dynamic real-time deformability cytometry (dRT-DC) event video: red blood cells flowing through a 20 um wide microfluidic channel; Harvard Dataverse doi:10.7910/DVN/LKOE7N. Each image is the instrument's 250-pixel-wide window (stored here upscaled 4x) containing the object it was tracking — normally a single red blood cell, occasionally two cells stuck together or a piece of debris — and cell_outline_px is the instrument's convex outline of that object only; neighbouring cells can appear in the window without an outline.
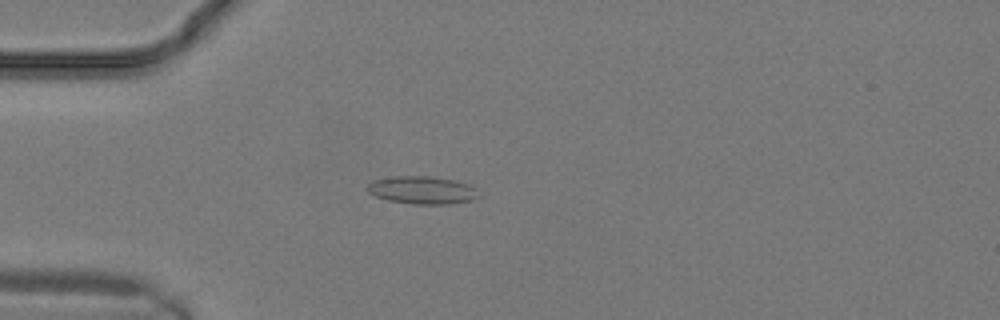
{"species": "common noctule bat (a hibernating species)", "species_latin": "Nyctalus noctula", "temperature_condition": "warm", "stored_images_in_passage": 11, "camera_frame_rate_fps": 3000, "um_per_image_px": 0.085, "animal": {"sex": "male", "body_mass_g": 19.2, "forearm_length_mm": 51.8}, "frame": {"image": 1, "passage_image": 7, "time_ms": 2.0, "image_size_px": [1000, 320], "cell_outline_px": [[480, 196], [472, 200], [448, 204], [412, 204], [388, 200], [376, 196], [368, 192], [368, 184], [376, 180], [396, 176], [432, 176], [456, 180], [468, 184], [476, 188]], "centroid_in_image_um": [35.94, 16.16], "position_along_channel_um": 49.1, "area_um2": 17.98}}
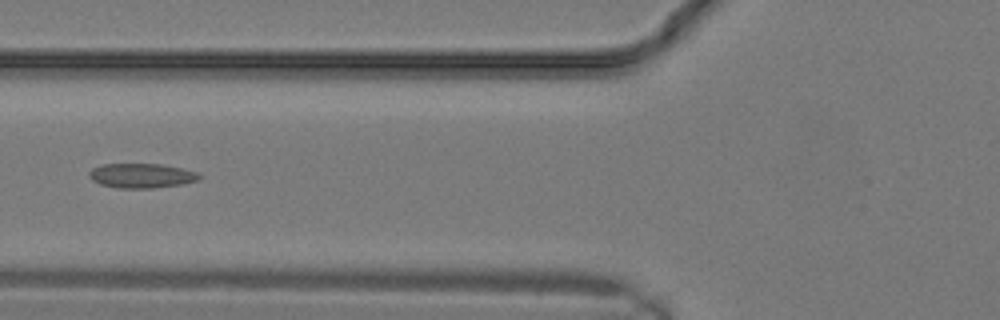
{"frame": {"image": 2, "passage_image": 10, "time_ms": 3.0, "image_size_px": [1000, 320], "cell_outline_px": [[204, 176], [200, 180], [184, 184], [152, 188], [120, 188], [100, 184], [92, 180], [88, 176], [88, 172], [92, 168], [100, 164], [160, 164], [180, 168], [196, 172]], "centroid_in_image_um": [12.04, 14.93], "position_along_channel_um": 113.8, "area_um2": 15.9}}